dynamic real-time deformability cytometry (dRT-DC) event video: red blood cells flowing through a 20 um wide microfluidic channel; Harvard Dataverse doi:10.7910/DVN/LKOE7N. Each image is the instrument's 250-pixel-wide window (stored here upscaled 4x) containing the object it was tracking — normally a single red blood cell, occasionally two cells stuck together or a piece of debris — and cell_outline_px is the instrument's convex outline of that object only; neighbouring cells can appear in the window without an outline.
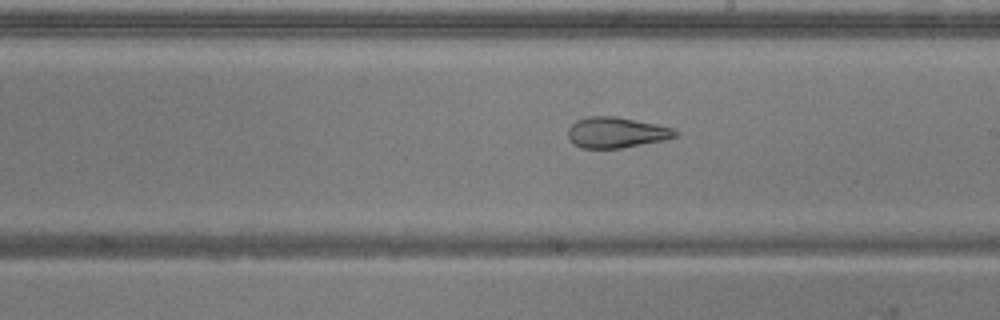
{"species": "common noctule bat (a hibernating species)", "species_latin": "Nyctalus noctula", "temperature_condition": "warm", "stored_images_in_passage": 37, "camera_frame_rate_fps": 3000, "um_per_image_px": 0.085, "animal": {"sex": "male", "body_mass_g": 20.5, "forearm_length_mm": 52.5}, "frame": {"image": 1, "passage_image": 30, "time_ms": 9.667, "image_size_px": [1000, 320], "cell_outline_px": [[680, 136], [664, 140], [620, 148], [580, 148], [568, 136], [568, 128], [576, 120], [588, 116], [616, 116], [656, 124], [672, 128], [680, 132]], "centroid_in_image_um": [52.42, 11.25], "position_along_channel_um": 236.6, "area_um2": 19.19}}